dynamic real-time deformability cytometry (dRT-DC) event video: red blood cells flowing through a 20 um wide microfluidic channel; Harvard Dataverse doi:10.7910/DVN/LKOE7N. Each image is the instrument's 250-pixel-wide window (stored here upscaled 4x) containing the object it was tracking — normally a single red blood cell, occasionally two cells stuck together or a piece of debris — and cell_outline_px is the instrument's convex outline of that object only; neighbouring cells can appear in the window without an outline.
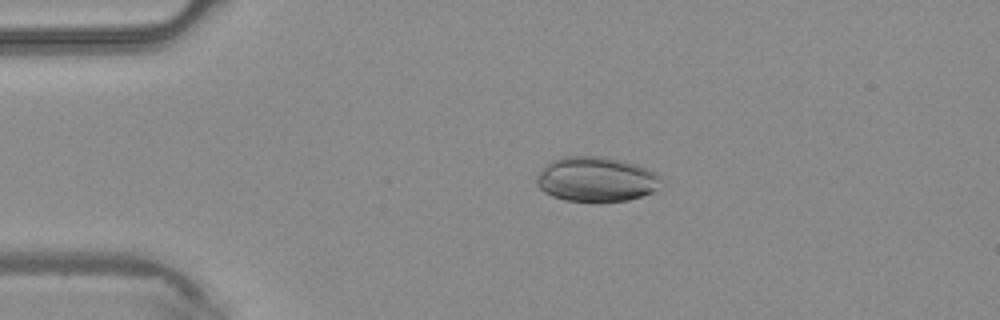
{"species": "common noctule bat (a hibernating species)", "species_latin": "Nyctalus noctula", "temperature_condition": "warm", "stored_images_in_passage": 4, "camera_frame_rate_fps": 3000, "um_per_image_px": 0.085, "animal": {"sex": "male", "body_mass_g": 20.4}, "frame": {"image": 1, "passage_image": 3, "time_ms": 0.667, "image_size_px": [1000, 320], "cell_outline_px": [[664, 184], [656, 192], [628, 200], [564, 200], [552, 196], [544, 192], [536, 184], [536, 176], [552, 160], [564, 156], [604, 156], [624, 160], [648, 168], [656, 172], [664, 180]], "centroid_in_image_um": [50.76, 15.22], "position_along_channel_um": 34.2, "area_um2": 32.77}}